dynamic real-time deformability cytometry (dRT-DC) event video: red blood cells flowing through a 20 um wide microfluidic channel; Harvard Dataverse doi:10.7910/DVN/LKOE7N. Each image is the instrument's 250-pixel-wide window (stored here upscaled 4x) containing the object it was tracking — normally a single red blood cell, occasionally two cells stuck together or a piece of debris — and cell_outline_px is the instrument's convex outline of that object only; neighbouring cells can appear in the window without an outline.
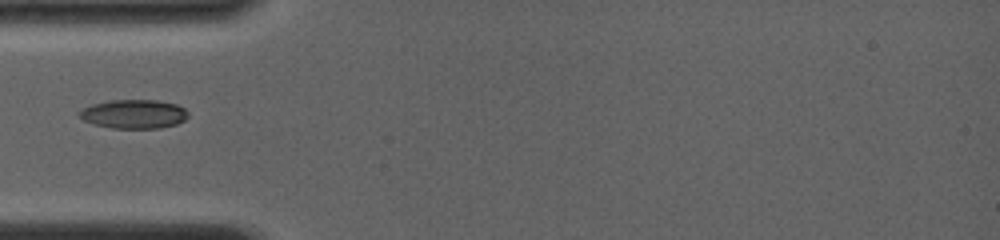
{"species": "common noctule bat (a hibernating species)", "species_latin": "Nyctalus noctula", "temperature_condition": "room temperature", "stored_images_in_passage": 2, "camera_frame_rate_fps": 4000, "um_per_image_px": 0.085, "animal": {"sex": "female", "body_mass_g": 19.0, "forearm_length_mm": 56.7}, "frame": {"image": 1, "passage_image": 1, "time_ms": 0.0, "image_size_px": [1000, 240], "cell_outline_px": [[188, 116], [184, 120], [176, 124], [160, 128], [112, 128], [96, 124], [84, 120], [76, 112], [92, 104], [112, 100], [156, 100], [176, 104], [184, 108], [188, 112]], "centroid_in_image_um": [11.39, 9.69], "position_along_channel_um": 73.6, "area_um2": 18.21}}